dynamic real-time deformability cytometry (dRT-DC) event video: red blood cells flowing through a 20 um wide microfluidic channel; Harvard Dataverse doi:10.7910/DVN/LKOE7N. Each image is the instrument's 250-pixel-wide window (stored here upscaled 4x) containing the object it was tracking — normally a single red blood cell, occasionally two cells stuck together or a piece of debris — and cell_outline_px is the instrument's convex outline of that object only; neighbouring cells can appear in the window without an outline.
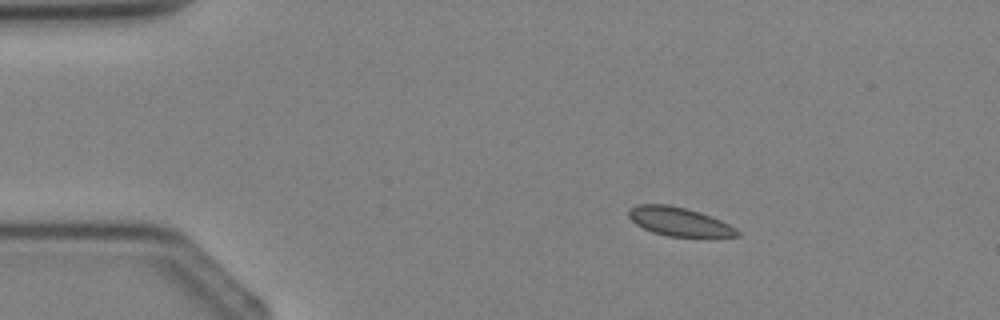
{"species": "Egyptian fruit bat (a non-hibernating species)", "species_latin": "Rousettus aegyptiacus", "temperature_condition": "cold", "stored_images_in_passage": 3, "camera_frame_rate_fps": 3000, "um_per_image_px": 0.085, "animal": {"sex": "female"}, "frame": {"image": 1, "passage_image": 1, "time_ms": 0.0, "image_size_px": [1000, 320], "cell_outline_px": [[740, 236], [668, 236], [652, 232], [636, 224], [628, 216], [628, 208], [636, 204], [668, 204], [700, 212], [720, 220], [736, 228], [740, 232]], "centroid_in_image_um": [57.68, 18.82], "position_along_channel_um": 27.3, "area_um2": 17.98}}
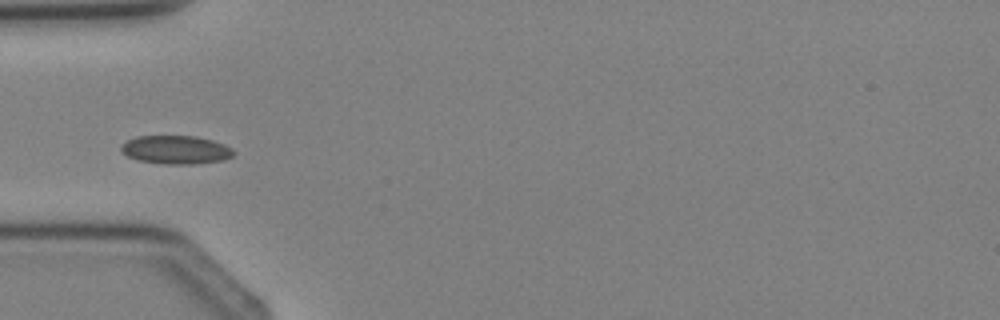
{"frame": {"image": 2, "passage_image": 3, "time_ms": 2.0, "image_size_px": [1000, 320], "cell_outline_px": [[236, 152], [232, 156], [224, 160], [192, 164], [164, 164], [136, 160], [120, 152], [120, 144], [136, 136], [196, 136], [212, 140], [224, 144], [232, 148]], "centroid_in_image_um": [14.93, 12.73], "position_along_channel_um": 70.1, "area_um2": 18.84}}